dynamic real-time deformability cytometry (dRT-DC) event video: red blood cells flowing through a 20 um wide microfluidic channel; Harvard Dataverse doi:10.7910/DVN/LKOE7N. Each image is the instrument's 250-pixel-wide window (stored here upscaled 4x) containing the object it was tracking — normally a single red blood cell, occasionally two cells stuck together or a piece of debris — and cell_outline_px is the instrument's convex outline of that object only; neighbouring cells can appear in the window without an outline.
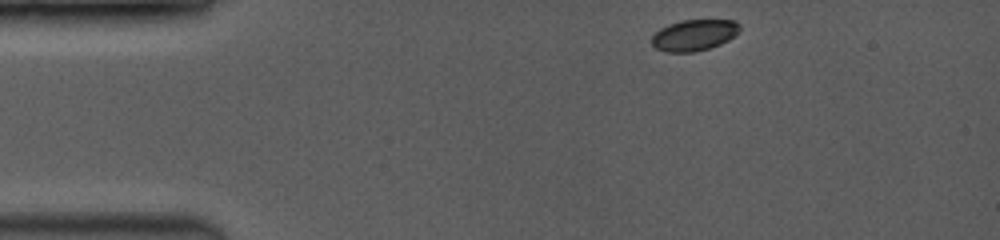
{"species": "common noctule bat (a hibernating species)", "species_latin": "Nyctalus noctula", "temperature_condition": "room temperature", "stored_images_in_passage": 3, "camera_frame_rate_fps": 3500, "um_per_image_px": 0.085, "animal": {"sex": "female", "body_mass_g": 19.0, "forearm_length_mm": 53.3}, "frame": {"image": 1, "passage_image": 1, "time_ms": 0.0, "image_size_px": [1000, 240], "cell_outline_px": [[740, 28], [728, 40], [720, 44], [696, 52], [664, 52], [656, 48], [652, 44], [652, 36], [660, 28], [684, 20], [732, 20], [740, 24]], "centroid_in_image_um": [58.98, 2.99], "position_along_channel_um": 26.0, "area_um2": 15.72}}
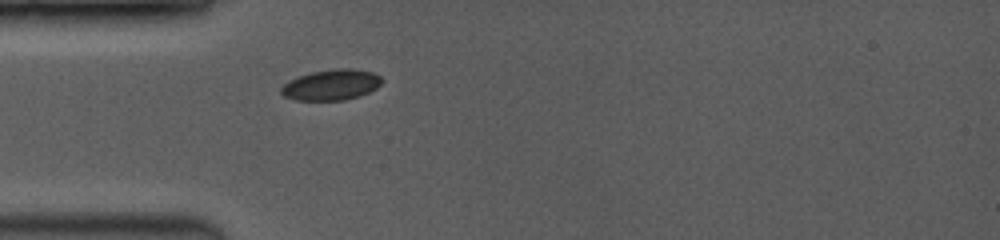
{"frame": {"image": 2, "passage_image": 3, "time_ms": 2.286, "image_size_px": [1000, 240], "cell_outline_px": [[384, 80], [376, 88], [360, 96], [344, 100], [296, 100], [284, 96], [280, 92], [280, 88], [288, 80], [312, 72], [336, 68], [348, 68], [372, 72], [380, 76]], "centroid_in_image_um": [28.16, 7.21], "position_along_channel_um": 56.8, "area_um2": 17.98}}